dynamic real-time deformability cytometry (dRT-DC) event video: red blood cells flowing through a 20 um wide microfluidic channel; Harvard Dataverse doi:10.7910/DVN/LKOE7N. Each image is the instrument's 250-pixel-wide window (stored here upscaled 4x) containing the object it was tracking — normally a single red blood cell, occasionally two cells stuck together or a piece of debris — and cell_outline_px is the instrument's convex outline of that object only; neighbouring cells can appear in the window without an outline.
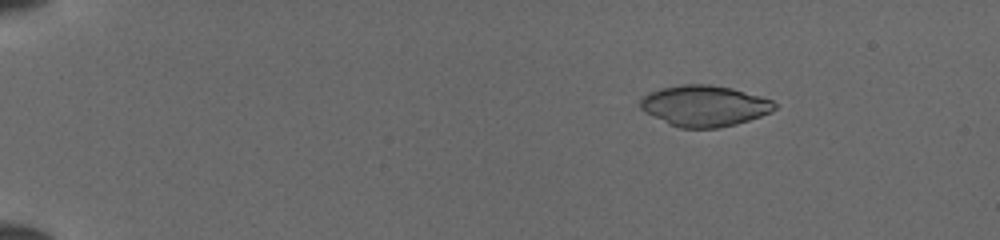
{"species": "common noctule bat (a hibernating species)", "species_latin": "Nyctalus noctula", "temperature_condition": "cold", "stored_images_in_passage": 8, "camera_frame_rate_fps": 3000, "um_per_image_px": 0.085, "animal": {"sex": "female", "body_mass_g": 19.5, "forearm_length_mm": 54.1}, "frame": {"image": 1, "passage_image": 4, "time_ms": 1.0, "image_size_px": [1000, 240], "cell_outline_px": [[776, 108], [772, 112], [736, 124], [720, 128], [680, 128], [668, 124], [644, 112], [640, 108], [640, 96], [648, 92], [660, 88], [680, 84], [712, 84], [732, 88], [760, 96], [772, 100], [776, 104]], "centroid_in_image_um": [59.84, 8.99], "position_along_channel_um": 25.2, "area_um2": 32.43}}